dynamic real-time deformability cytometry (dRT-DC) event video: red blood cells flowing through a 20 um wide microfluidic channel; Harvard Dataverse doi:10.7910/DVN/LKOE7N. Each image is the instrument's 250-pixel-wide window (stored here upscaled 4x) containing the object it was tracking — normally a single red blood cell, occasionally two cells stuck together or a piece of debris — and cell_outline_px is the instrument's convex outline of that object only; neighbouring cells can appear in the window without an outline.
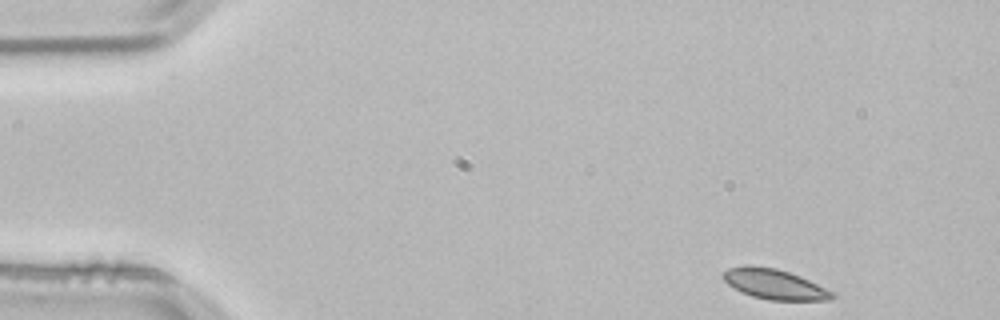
{"species": "common noctule bat (a hibernating species)", "species_latin": "Nyctalus noctula", "temperature_condition": "room temperature", "stored_images_in_passage": 16, "camera_frame_rate_fps": 3000, "um_per_image_px": 0.085, "animal": {"sex": "male", "body_mass_g": 21.5, "forearm_length_mm": 52.0}, "frame": {"image": 1, "passage_image": 1, "time_ms": 0.0, "image_size_px": [1000, 320], "cell_outline_px": [[836, 296], [832, 300], [768, 300], [752, 296], [740, 292], [728, 284], [720, 276], [728, 268], [744, 264], [748, 264], [776, 268], [800, 276], [836, 292]], "centroid_in_image_um": [65.83, 24.15], "position_along_channel_um": 19.2, "area_um2": 19.48}}
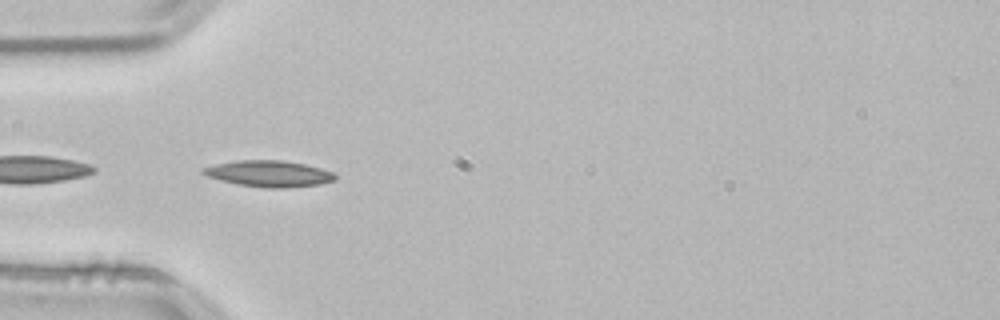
{"frame": {"image": 2, "passage_image": 3, "time_ms": 0.667, "image_size_px": [1000, 320], "cell_outline_px": [[336, 180], [320, 184], [288, 188], [264, 188], [236, 184], [220, 180], [208, 176], [200, 172], [200, 168], [216, 164], [236, 160], [284, 160], [304, 164], [320, 168], [332, 172], [336, 176]], "centroid_in_image_um": [22.84, 14.76], "position_along_channel_um": 62.2, "area_um2": 20.35}}